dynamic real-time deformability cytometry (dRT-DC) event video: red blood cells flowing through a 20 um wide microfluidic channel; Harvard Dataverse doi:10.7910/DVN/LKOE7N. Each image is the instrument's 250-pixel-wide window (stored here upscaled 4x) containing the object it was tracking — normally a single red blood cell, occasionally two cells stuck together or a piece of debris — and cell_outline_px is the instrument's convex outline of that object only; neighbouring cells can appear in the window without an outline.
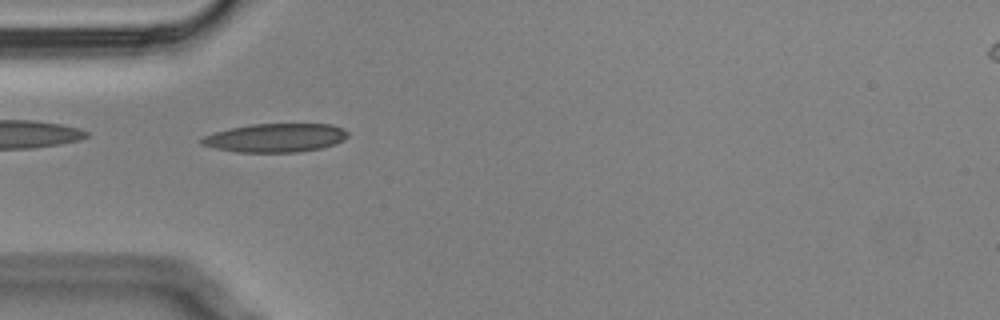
{"species": "Egyptian fruit bat (a non-hibernating species)", "species_latin": "Rousettus aegyptiacus", "temperature_condition": "cold", "stored_images_in_passage": 38, "camera_frame_rate_fps": 3000, "um_per_image_px": 0.085, "animal": {"sex": "male"}, "frame": {"image": 1, "passage_image": 1, "time_ms": 0.0, "image_size_px": [1000, 320], "cell_outline_px": [[348, 136], [344, 140], [336, 144], [320, 148], [296, 152], [236, 152], [216, 148], [200, 144], [200, 140], [204, 136], [216, 132], [232, 128], [252, 124], [332, 124], [344, 128], [348, 132]], "centroid_in_image_um": [23.46, 11.71], "position_along_channel_um": 61.5, "area_um2": 24.33}}
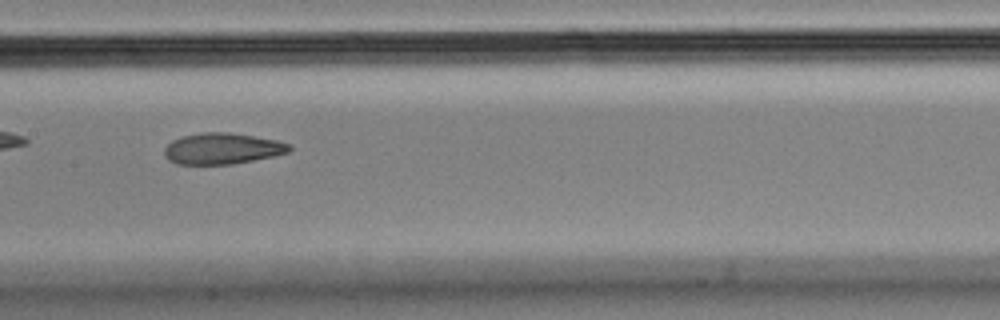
{"frame": {"image": 2, "passage_image": 12, "time_ms": 3.667, "image_size_px": [1000, 320], "cell_outline_px": [[292, 148], [288, 152], [272, 156], [232, 164], [176, 164], [168, 160], [164, 156], [164, 148], [172, 140], [180, 136], [200, 132], [228, 132], [276, 140], [288, 144]], "centroid_in_image_um": [18.82, 12.62], "position_along_channel_um": 188.6, "area_um2": 22.6}, "authors_computed_cell_mechanics": {"area_um2": 24.0448, "velocity_mm_per_s": 3.4781, "shape_relaxation_time_tau1_ms": null, "shape_relaxation_time_tau2_ms": 2.411, "deformation_change_tau1": null, "deformation_change_tau2": 0.0885}}